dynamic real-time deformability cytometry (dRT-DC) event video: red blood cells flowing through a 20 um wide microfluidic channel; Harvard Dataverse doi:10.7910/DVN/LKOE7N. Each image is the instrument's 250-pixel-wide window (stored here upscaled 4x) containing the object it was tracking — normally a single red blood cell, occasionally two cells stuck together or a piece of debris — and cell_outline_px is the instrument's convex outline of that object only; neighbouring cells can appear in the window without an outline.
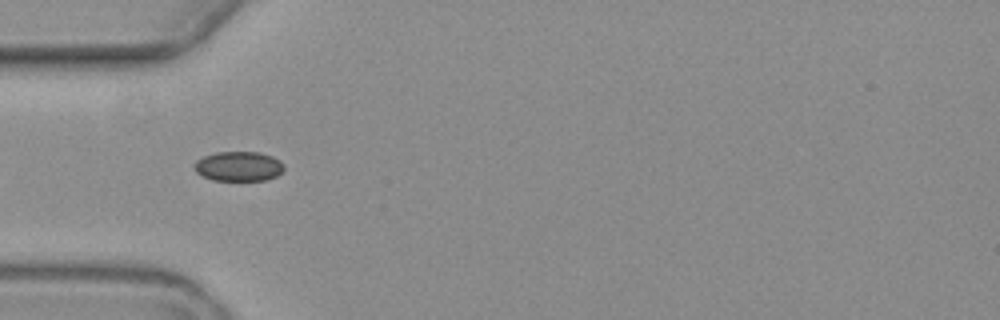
{"species": "common noctule bat (a hibernating species)", "species_latin": "Nyctalus noctula", "temperature_condition": "warm", "stored_images_in_passage": 7, "segment_of_instrument_passage": [2, 2], "camera_frame_rate_fps": 3000, "um_per_image_px": 0.085, "animal": {"sex": "female", "body_mass_g": 19.3, "forearm_length_mm": 54.1}, "frame": {"image": 1, "passage_image": 6, "time_ms": 6.0, "image_size_px": [1000, 320], "cell_outline_px": [[284, 168], [276, 176], [264, 180], [212, 180], [196, 172], [192, 168], [196, 160], [204, 156], [216, 152], [260, 152], [272, 156], [280, 160], [284, 164]], "centroid_in_image_um": [20.27, 14.12], "position_along_channel_um": 64.7, "area_um2": 15.55}}
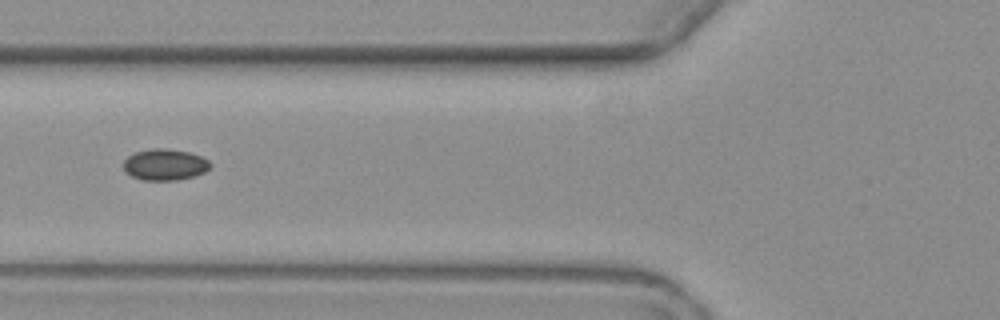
{"frame": {"image": 2, "passage_image": 7, "time_ms": 7.333, "image_size_px": [1000, 320], "cell_outline_px": [[212, 164], [204, 172], [192, 176], [176, 180], [144, 180], [132, 176], [124, 172], [124, 160], [128, 156], [136, 152], [152, 148], [164, 148], [188, 152], [200, 156], [208, 160]], "centroid_in_image_um": [13.99, 13.99], "position_along_channel_um": 111.8, "area_um2": 15.66}}